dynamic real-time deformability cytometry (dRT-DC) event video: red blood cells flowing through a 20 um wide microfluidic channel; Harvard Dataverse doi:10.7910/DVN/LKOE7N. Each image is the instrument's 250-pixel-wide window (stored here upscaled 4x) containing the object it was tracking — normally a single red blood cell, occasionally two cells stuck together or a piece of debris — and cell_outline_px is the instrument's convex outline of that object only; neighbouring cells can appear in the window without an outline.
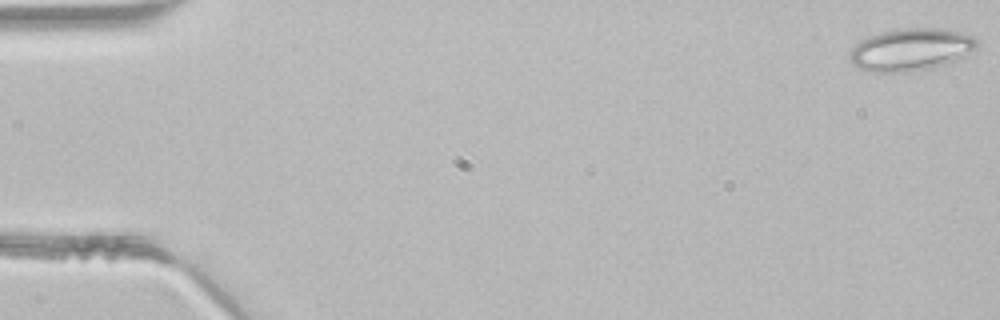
{"species": "common noctule bat (a hibernating species)", "species_latin": "Nyctalus noctula", "temperature_condition": "room temperature", "stored_images_in_passage": 46, "camera_frame_rate_fps": 3000, "um_per_image_px": 0.085, "animal": {"sex": "male", "body_mass_g": 21.5, "forearm_length_mm": 52.0}, "frame": {"image": 1, "passage_image": 1, "time_ms": 0.0, "image_size_px": [1000, 320], "cell_outline_px": [[976, 48], [972, 56], [932, 68], [908, 72], [868, 72], [856, 68], [848, 60], [848, 56], [852, 48], [860, 40], [868, 36], [880, 32], [896, 28], [952, 28], [976, 36]], "centroid_in_image_um": [77.47, 4.21], "position_along_channel_um": 7.5, "area_um2": 32.6}}
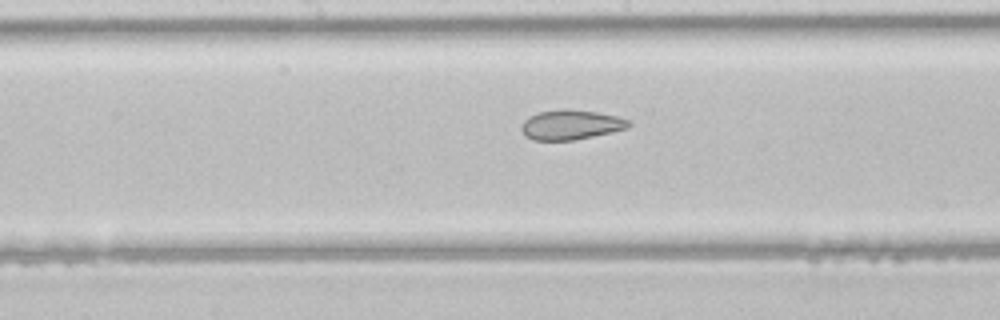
{"frame": {"image": 2, "passage_image": 24, "time_ms": 7.667, "image_size_px": [1000, 320], "cell_outline_px": [[632, 124], [628, 128], [592, 136], [572, 140], [532, 140], [524, 136], [520, 128], [524, 120], [528, 116], [536, 112], [564, 108], [596, 112], [616, 116], [628, 120]], "centroid_in_image_um": [48.46, 10.59], "position_along_channel_um": 199.7, "area_um2": 18.67}}
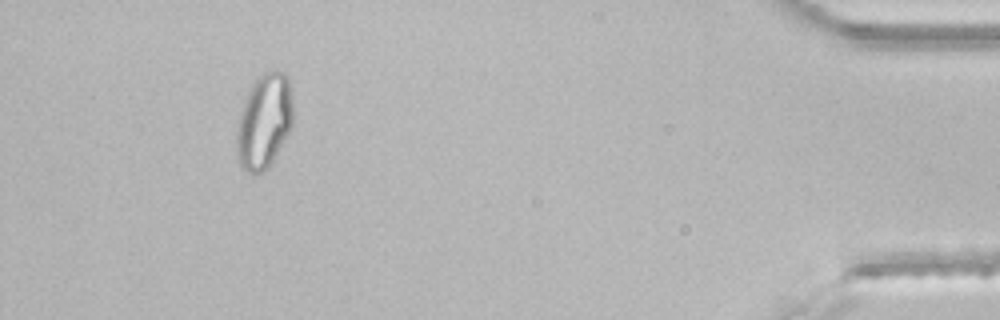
{"frame": {"image": 3, "passage_image": 43, "time_ms": 14.0, "image_size_px": [1000, 320], "cell_outline_px": [[292, 124], [288, 132], [268, 168], [264, 172], [248, 172], [240, 164], [236, 152], [236, 132], [240, 112], [244, 100], [256, 76], [264, 72], [284, 72], [288, 76], [292, 88]], "centroid_in_image_um": [22.44, 10.27], "position_along_channel_um": 412.8, "area_um2": 31.04}}